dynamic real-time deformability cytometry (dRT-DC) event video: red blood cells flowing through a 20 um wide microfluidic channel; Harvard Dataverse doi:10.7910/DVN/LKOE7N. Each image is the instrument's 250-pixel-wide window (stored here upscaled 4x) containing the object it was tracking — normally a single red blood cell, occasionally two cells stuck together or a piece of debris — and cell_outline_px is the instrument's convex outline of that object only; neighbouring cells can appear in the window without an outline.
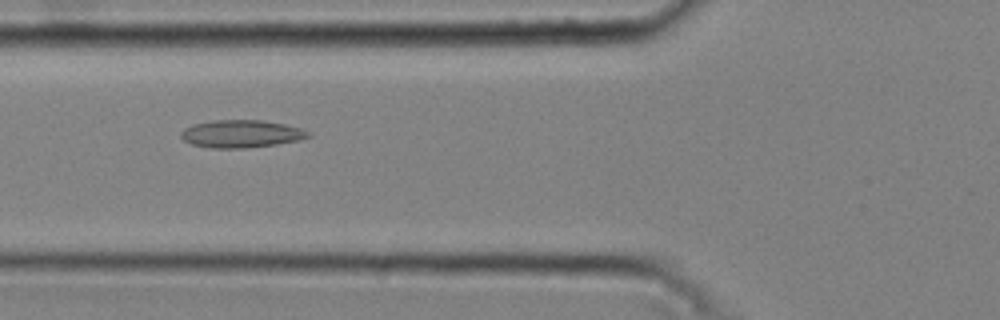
{"species": "common noctule bat (a hibernating species)", "species_latin": "Nyctalus noctula", "temperature_condition": "cold", "stored_images_in_passage": 47, "camera_frame_rate_fps": 3000, "um_per_image_px": 0.085, "animal": {"sex": "male", "body_mass_g": 20.4}, "frame": {"image": 1, "passage_image": 20, "time_ms": 6.333, "image_size_px": [1000, 320], "cell_outline_px": [[312, 136], [300, 140], [276, 144], [244, 148], [212, 148], [192, 144], [184, 140], [180, 136], [180, 132], [184, 128], [192, 124], [212, 120], [260, 120], [284, 124], [300, 128], [308, 132]], "centroid_in_image_um": [20.48, 11.37], "position_along_channel_um": 105.3, "area_um2": 20.46}}
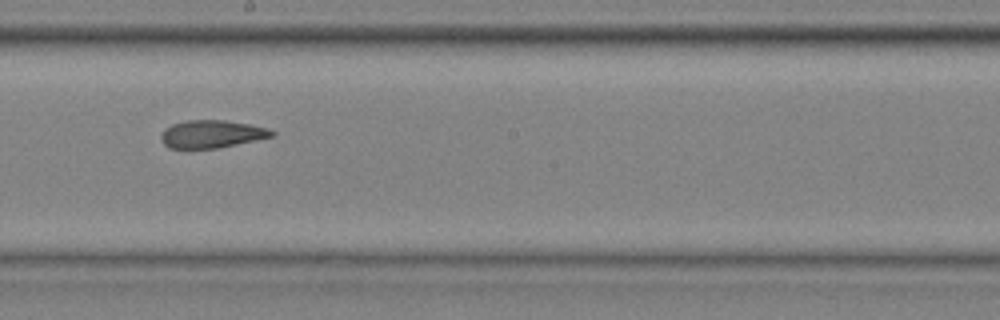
{"frame": {"image": 2, "passage_image": 30, "time_ms": 9.667, "image_size_px": [1000, 320], "cell_outline_px": [[276, 136], [216, 148], [168, 148], [160, 140], [160, 136], [164, 128], [172, 124], [188, 120], [224, 120], [248, 124], [268, 128], [276, 132]], "centroid_in_image_um": [17.99, 11.39], "position_along_channel_um": 230.2, "area_um2": 17.92}}
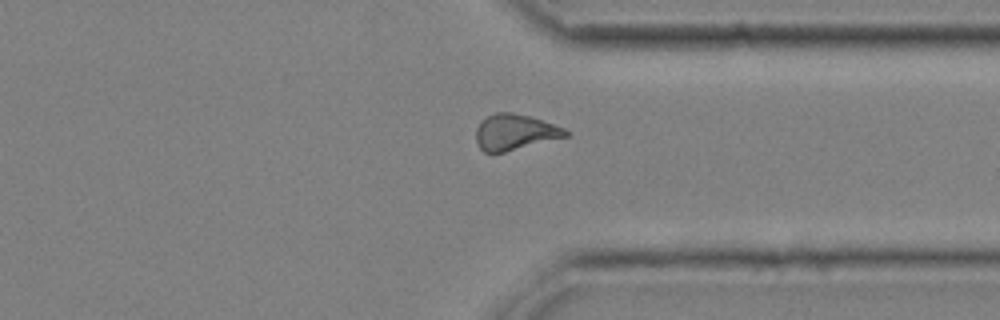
{"frame": {"image": 3, "passage_image": 41, "time_ms": 13.333, "image_size_px": [1000, 320], "cell_outline_px": [[572, 132], [568, 136], [504, 152], [484, 152], [480, 148], [476, 140], [476, 128], [480, 120], [496, 112], [512, 112], [528, 116], [564, 128]], "centroid_in_image_um": [43.75, 11.23], "position_along_channel_um": 367.7, "area_um2": 18.55}, "authors_computed_cell_mechanics": {"area_um2": 19.1896, "velocity_mm_per_s": 3.7487, "shape_relaxation_time_tau1_ms": null, "shape_relaxation_time_tau2_ms": 3.7368, "deformation_change_tau1": null, "deformation_change_tau2": 0.1151}}